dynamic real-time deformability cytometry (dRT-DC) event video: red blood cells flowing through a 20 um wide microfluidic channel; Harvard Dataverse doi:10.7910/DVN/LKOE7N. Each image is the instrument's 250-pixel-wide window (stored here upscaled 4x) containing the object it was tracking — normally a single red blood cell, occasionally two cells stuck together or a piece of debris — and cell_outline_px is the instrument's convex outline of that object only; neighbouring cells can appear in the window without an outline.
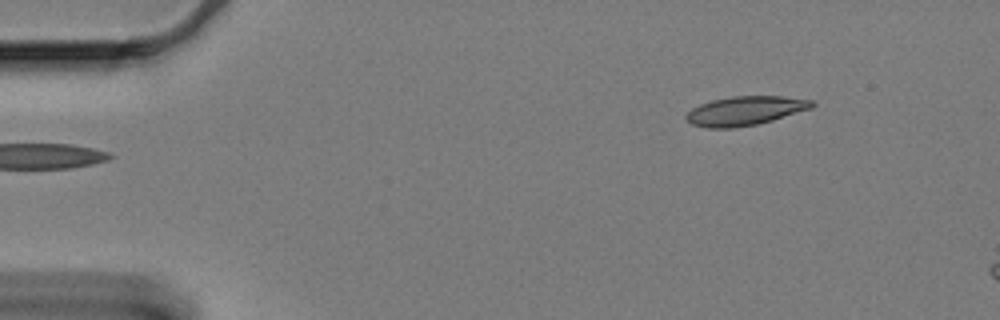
{"species": "Egyptian fruit bat (a non-hibernating species)", "species_latin": "Rousettus aegyptiacus", "temperature_condition": "cold", "stored_images_in_passage": 8, "camera_frame_rate_fps": 3000, "um_per_image_px": 0.085, "animal": {"sex": "female"}, "frame": {"image": 1, "passage_image": 1, "time_ms": 0.0, "image_size_px": [1000, 320], "cell_outline_px": [[816, 104], [812, 108], [772, 120], [756, 124], [736, 128], [708, 128], [692, 124], [684, 116], [692, 108], [700, 104], [712, 100], [732, 96], [784, 96], [812, 100]], "centroid_in_image_um": [63.34, 9.41], "position_along_channel_um": 21.7, "area_um2": 21.27}}